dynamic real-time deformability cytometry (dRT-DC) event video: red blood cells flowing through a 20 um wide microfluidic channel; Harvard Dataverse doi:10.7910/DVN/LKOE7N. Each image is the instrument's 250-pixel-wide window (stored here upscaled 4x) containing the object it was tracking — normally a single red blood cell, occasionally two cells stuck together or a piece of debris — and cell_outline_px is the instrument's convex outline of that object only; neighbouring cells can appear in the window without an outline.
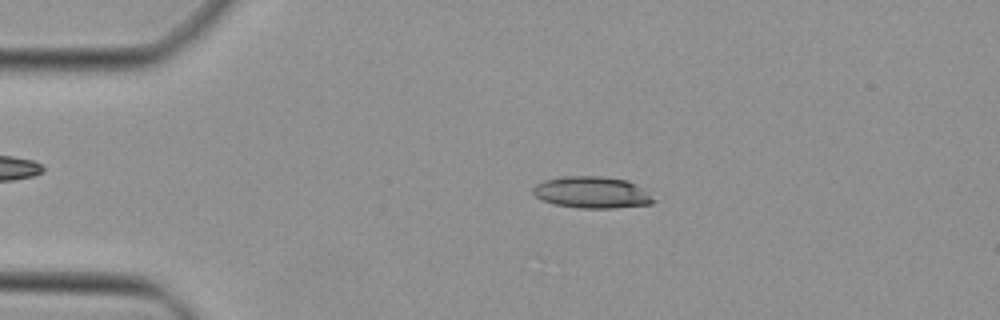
{"species": "Egyptian fruit bat (a non-hibernating species)", "species_latin": "Rousettus aegyptiacus", "temperature_condition": "cold", "stored_images_in_passage": 40, "camera_frame_rate_fps": 3000, "um_per_image_px": 0.085, "animal": {"sex": "female"}, "frame": {"image": 1, "passage_image": 3, "time_ms": 0.667, "image_size_px": [1000, 320], "cell_outline_px": [[656, 200], [652, 204], [616, 208], [580, 208], [556, 204], [544, 200], [536, 196], [532, 192], [532, 188], [536, 184], [544, 180], [564, 176], [600, 176], [628, 180], [644, 188]], "centroid_in_image_um": [50.36, 16.35], "position_along_channel_um": 34.6, "area_um2": 22.31}}
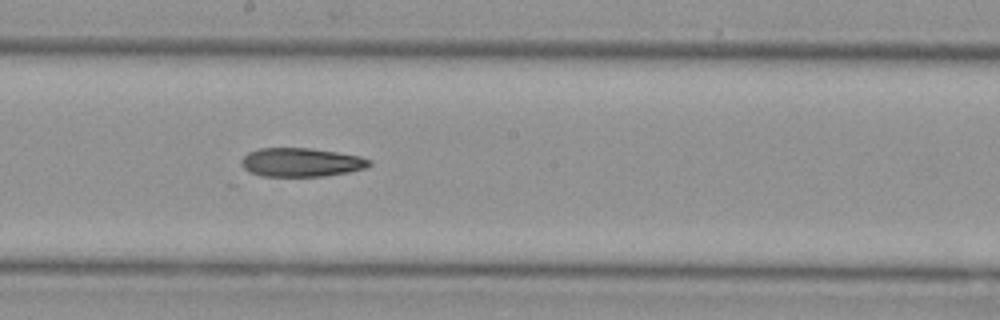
{"frame": {"image": 2, "passage_image": 19, "time_ms": 6.0, "image_size_px": [1000, 320], "cell_outline_px": [[372, 164], [364, 168], [348, 172], [324, 176], [260, 176], [248, 172], [240, 164], [240, 160], [248, 152], [260, 148], [308, 148], [336, 152], [360, 156], [372, 160]], "centroid_in_image_um": [25.57, 13.8], "position_along_channel_um": 222.6, "area_um2": 21.5}}
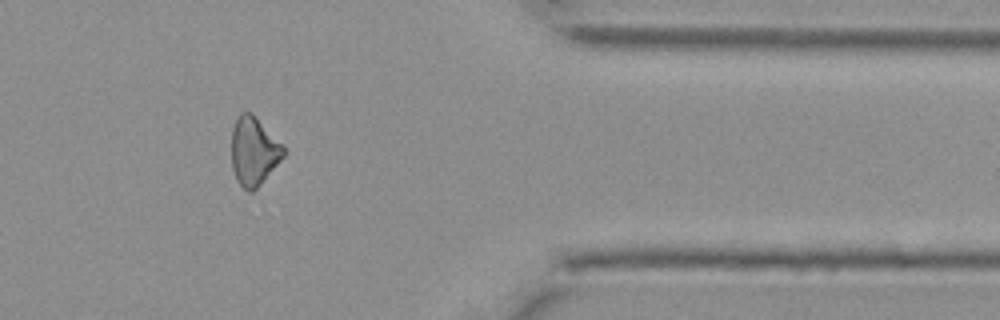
{"frame": {"image": 3, "passage_image": 32, "time_ms": 10.333, "image_size_px": [1000, 320], "cell_outline_px": [[284, 156], [260, 184], [252, 192], [248, 192], [236, 180], [232, 168], [232, 128], [240, 112], [248, 112], [284, 144]], "centroid_in_image_um": [21.56, 12.88], "position_along_channel_um": 389.8, "area_um2": 20.35}}